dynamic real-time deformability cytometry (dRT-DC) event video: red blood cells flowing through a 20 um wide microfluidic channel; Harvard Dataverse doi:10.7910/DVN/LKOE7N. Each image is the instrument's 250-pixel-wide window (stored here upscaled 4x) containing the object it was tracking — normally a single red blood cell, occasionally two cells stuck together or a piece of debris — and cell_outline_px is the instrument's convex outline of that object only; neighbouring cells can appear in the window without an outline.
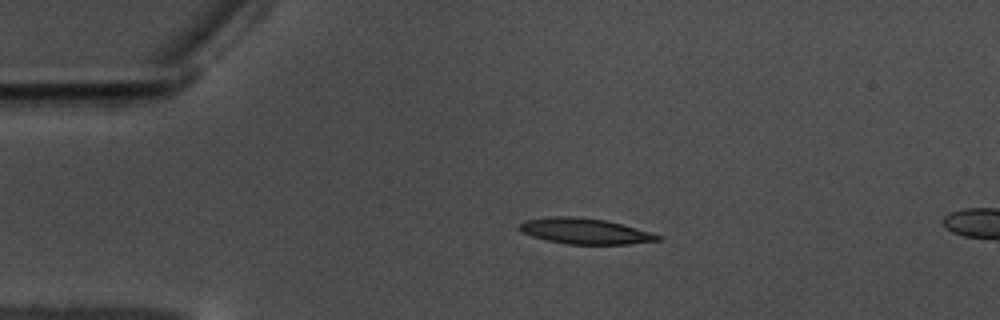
{"species": "common noctule bat (a hibernating species)", "species_latin": "Nyctalus noctula", "temperature_condition": "warm", "stored_images_in_passage": 5, "camera_frame_rate_fps": 3000, "um_per_image_px": 0.085, "animal": {"sex": "male", "body_mass_g": 17.5, "forearm_length_mm": 52.3}, "frame": {"image": 1, "passage_image": 1, "time_ms": 0.0, "image_size_px": [1000, 320], "cell_outline_px": [[664, 236], [660, 240], [628, 244], [568, 244], [548, 240], [532, 236], [520, 232], [516, 228], [524, 220], [552, 216], [576, 216], [604, 220], [636, 228]], "centroid_in_image_um": [49.68, 19.64], "position_along_channel_um": 35.3, "area_um2": 20.69}}